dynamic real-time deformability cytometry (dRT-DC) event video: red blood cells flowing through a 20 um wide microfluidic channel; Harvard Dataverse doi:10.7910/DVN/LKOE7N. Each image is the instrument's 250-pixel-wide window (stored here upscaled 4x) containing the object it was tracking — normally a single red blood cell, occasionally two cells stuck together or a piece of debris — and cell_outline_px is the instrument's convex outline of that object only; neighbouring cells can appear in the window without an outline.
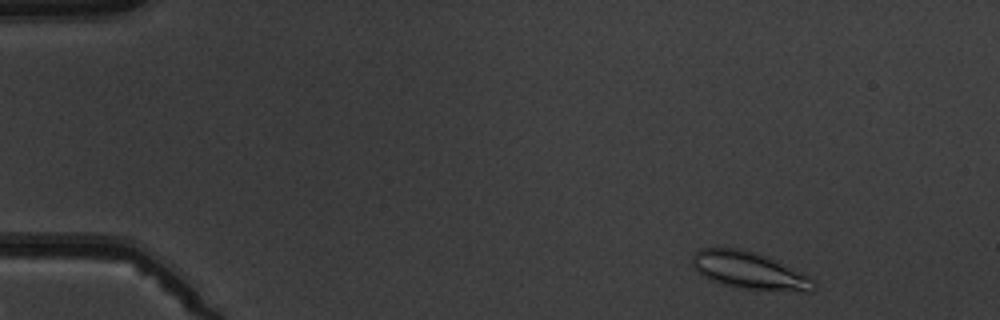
{"species": "common noctule bat (a hibernating species)", "species_latin": "Nyctalus noctula", "temperature_condition": "warm", "stored_images_in_passage": 4, "camera_frame_rate_fps": 3000, "um_per_image_px": 0.085, "animal": {"sex": "male", "body_mass_g": 19.5, "forearm_length_mm": 54.6}, "frame": {"image": 1, "passage_image": 1, "time_ms": 0.0, "image_size_px": [1000, 320], "cell_outline_px": [[816, 288], [812, 292], [804, 292], [744, 288], [720, 284], [696, 272], [692, 268], [692, 256], [700, 248], [740, 248], [764, 256], [808, 276], [816, 280]], "centroid_in_image_um": [63.67, 23.01], "position_along_channel_um": 21.3, "area_um2": 26.01}}
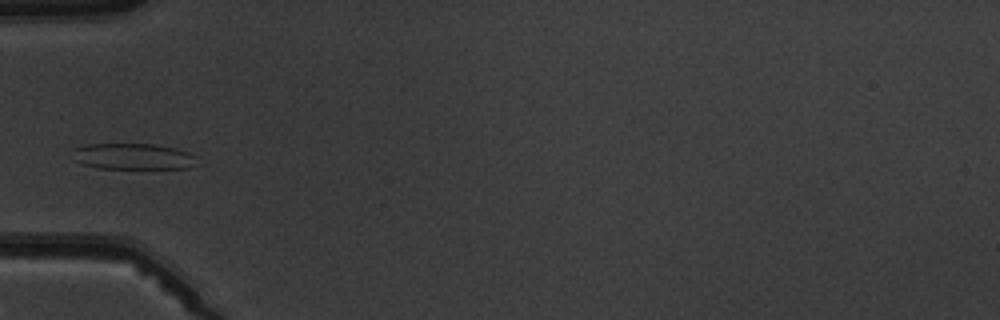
{"frame": {"image": 2, "passage_image": 4, "time_ms": 4.0, "image_size_px": [1000, 320], "cell_outline_px": [[196, 156], [188, 168], [96, 168], [80, 164], [72, 160], [72, 148], [84, 144], [152, 144], [176, 148], [188, 152]], "centroid_in_image_um": [11.17, 13.29], "position_along_channel_um": 73.8, "area_um2": 18.96}}